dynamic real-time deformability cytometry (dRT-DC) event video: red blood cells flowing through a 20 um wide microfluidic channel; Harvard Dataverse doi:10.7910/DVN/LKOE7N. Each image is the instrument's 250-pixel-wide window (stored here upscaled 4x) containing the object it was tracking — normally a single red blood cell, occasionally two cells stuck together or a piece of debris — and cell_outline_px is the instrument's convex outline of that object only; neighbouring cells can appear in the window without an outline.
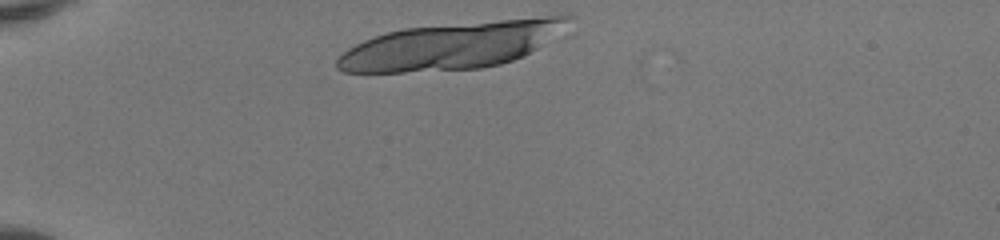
{"species": "human", "species_latin": "Homo sapiens", "temperature_condition": "room temperature", "stored_images_in_passage": 34, "camera_frame_rate_fps": 3000, "um_per_image_px": 0.085, "donor": {"sex": "female"}, "frame": {"image": 1, "passage_image": 1, "time_ms": 0.0, "image_size_px": [1000, 240], "cell_outline_px": [[576, 16], [536, 48], [524, 56], [500, 64], [480, 68], [404, 72], [344, 72], [336, 68], [336, 60], [348, 48], [364, 40], [388, 32], [404, 28], [548, 16]], "centroid_in_image_um": [38.28, 3.89], "position_along_channel_um": 46.7, "area_um2": 61.79}}
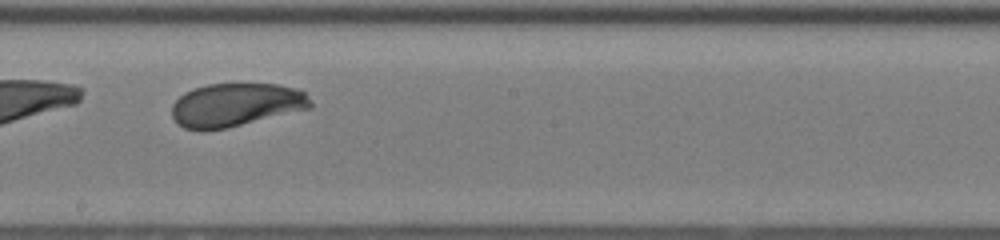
{"frame": {"image": 2, "passage_image": 18, "time_ms": 5.667, "image_size_px": [1000, 240], "cell_outline_px": [[312, 108], [228, 128], [204, 132], [200, 132], [184, 128], [176, 124], [172, 116], [172, 104], [184, 92], [208, 84], [276, 84], [292, 88], [304, 92], [312, 104]], "centroid_in_image_um": [20.0, 8.95], "position_along_channel_um": 228.2, "area_um2": 35.32}}
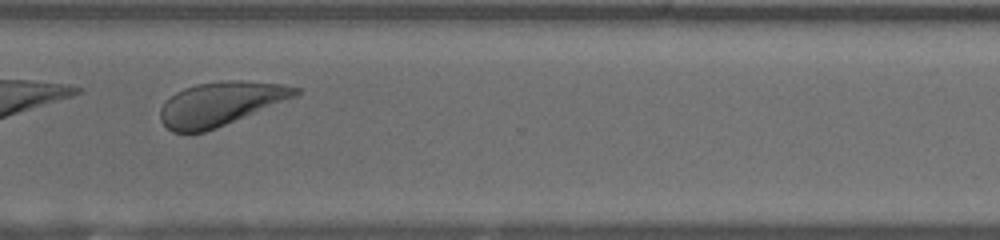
{"frame": {"image": 3, "passage_image": 27, "time_ms": 8.667, "image_size_px": [1000, 240], "cell_outline_px": [[300, 96], [216, 128], [204, 132], [172, 132], [160, 120], [160, 108], [164, 100], [176, 92], [184, 88], [196, 84], [220, 80], [240, 80], [284, 84], [300, 88]], "centroid_in_image_um": [18.78, 8.8], "position_along_channel_um": 351.8, "area_um2": 34.91}, "authors_computed_cell_mechanics": {"area_um2": 35.7204, "velocity_mm_per_s": 4.1172, "shape_relaxation_time_tau1_ms": 2.2518, "shape_relaxation_time_tau2_ms": 4.8729, "deformation_change_tau1": 0.1319, "deformation_change_tau2": 0.1122}}